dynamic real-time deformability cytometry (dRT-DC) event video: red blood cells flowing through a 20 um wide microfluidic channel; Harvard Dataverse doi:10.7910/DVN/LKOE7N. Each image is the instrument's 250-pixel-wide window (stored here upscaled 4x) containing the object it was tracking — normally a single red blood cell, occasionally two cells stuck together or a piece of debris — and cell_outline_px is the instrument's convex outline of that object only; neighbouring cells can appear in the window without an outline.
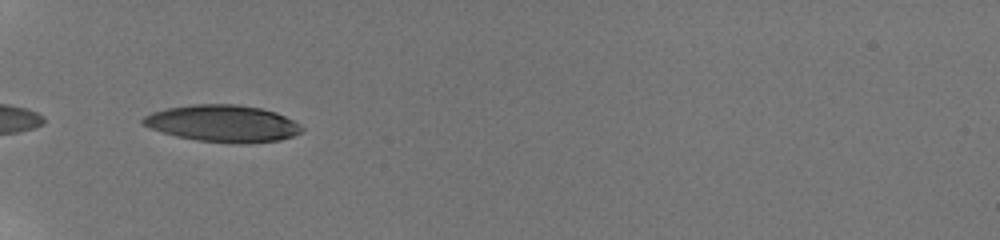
{"species": "human", "species_latin": "Homo sapiens", "temperature_condition": "room temperature", "stored_images_in_passage": 15, "camera_frame_rate_fps": 3000, "um_per_image_px": 0.085, "donor": {"sex": "male"}, "frame": {"image": 1, "passage_image": 1, "time_ms": 0.0, "image_size_px": [1000, 240], "cell_outline_px": [[304, 128], [300, 132], [292, 136], [280, 140], [248, 144], [236, 144], [196, 140], [176, 136], [152, 128], [144, 124], [140, 120], [144, 116], [152, 112], [168, 108], [192, 104], [236, 104], [260, 108], [276, 112], [300, 124]], "centroid_in_image_um": [18.96, 10.5], "position_along_channel_um": 66.0, "area_um2": 34.1}}
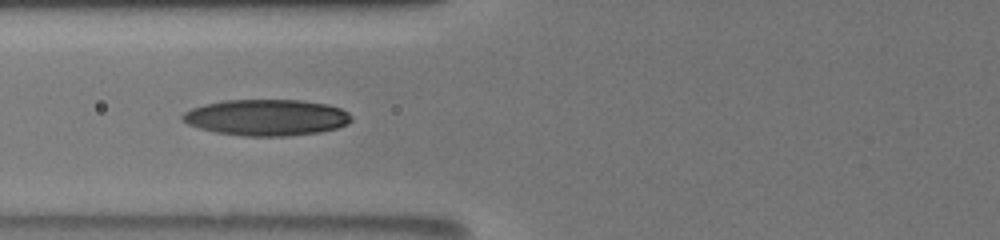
{"frame": {"image": 2, "passage_image": 5, "time_ms": 1.333, "image_size_px": [1000, 240], "cell_outline_px": [[352, 120], [348, 124], [336, 128], [320, 132], [284, 136], [244, 136], [216, 132], [200, 128], [188, 124], [180, 116], [184, 112], [192, 108], [204, 104], [224, 100], [300, 100], [328, 104], [340, 108], [348, 112], [352, 116]], "centroid_in_image_um": [22.67, 9.98], "position_along_channel_um": 103.1, "area_um2": 35.66}}
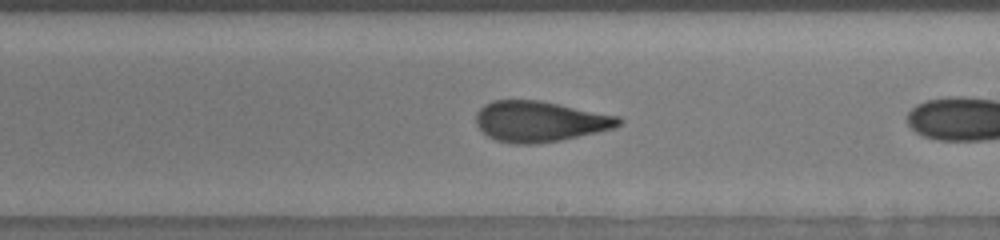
{"frame": {"image": 3, "passage_image": 13, "time_ms": 4.0, "image_size_px": [1000, 240], "cell_outline_px": [[624, 120], [620, 124], [612, 128], [596, 132], [560, 140], [536, 144], [516, 144], [496, 140], [488, 136], [476, 124], [476, 112], [484, 104], [492, 100], [540, 100], [620, 116]], "centroid_in_image_um": [45.87, 10.31], "position_along_channel_um": 243.1, "area_um2": 33.76}}